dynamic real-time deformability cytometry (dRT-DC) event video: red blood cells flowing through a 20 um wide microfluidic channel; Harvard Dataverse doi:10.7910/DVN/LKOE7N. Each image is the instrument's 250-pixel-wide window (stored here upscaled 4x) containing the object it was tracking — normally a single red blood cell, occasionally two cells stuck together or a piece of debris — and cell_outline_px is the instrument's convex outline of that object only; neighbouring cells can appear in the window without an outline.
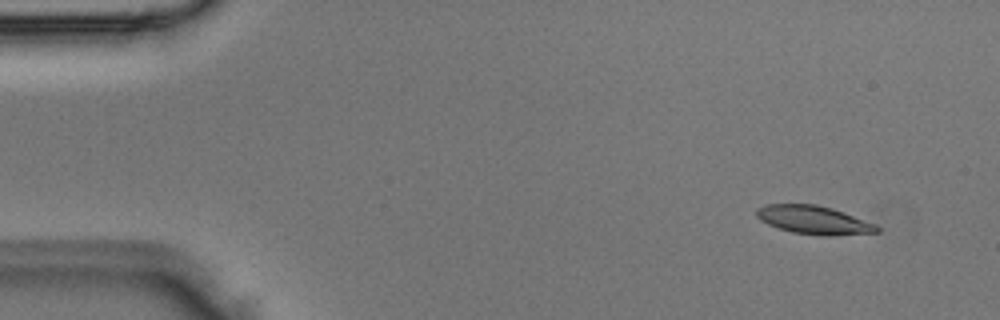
{"species": "Egyptian fruit bat (a non-hibernating species)", "species_latin": "Rousettus aegyptiacus", "temperature_condition": "room temperature", "stored_images_in_passage": 4, "camera_frame_rate_fps": 3000, "um_per_image_px": 0.085, "animal": {"sex": "male"}, "frame": {"image": 1, "passage_image": 1, "time_ms": 0.0, "image_size_px": [1000, 320], "cell_outline_px": [[880, 232], [828, 236], [824, 236], [792, 232], [768, 224], [760, 220], [756, 216], [756, 208], [768, 204], [816, 204], [832, 208], [844, 212], [876, 224], [880, 228]], "centroid_in_image_um": [69.19, 18.69], "position_along_channel_um": 15.8, "area_um2": 19.94}}